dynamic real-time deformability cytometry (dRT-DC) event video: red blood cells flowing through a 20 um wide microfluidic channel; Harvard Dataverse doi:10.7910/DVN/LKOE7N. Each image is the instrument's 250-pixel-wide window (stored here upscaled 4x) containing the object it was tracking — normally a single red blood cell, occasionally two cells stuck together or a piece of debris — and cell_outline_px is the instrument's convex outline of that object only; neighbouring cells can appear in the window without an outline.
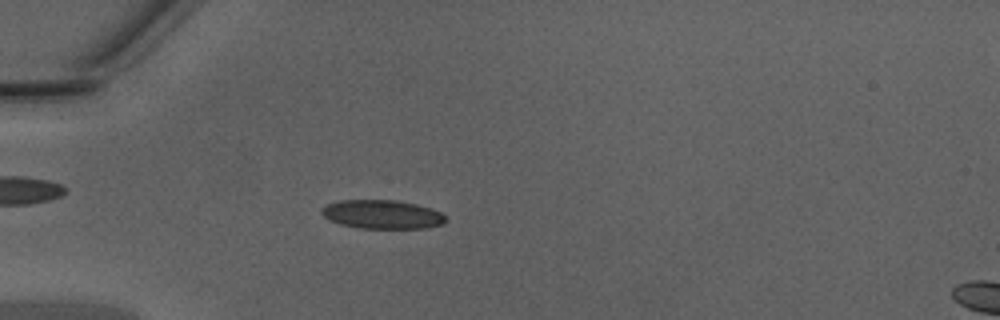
{"species": "Egyptian fruit bat (a non-hibernating species)", "species_latin": "Rousettus aegyptiacus", "temperature_condition": "warm", "stored_images_in_passage": 48, "camera_frame_rate_fps": 3000, "um_per_image_px": 0.085, "animal": {"sex": "male"}, "frame": {"image": 1, "passage_image": 15, "time_ms": 4.667, "image_size_px": [1000, 320], "cell_outline_px": [[448, 220], [444, 224], [424, 228], [360, 228], [340, 224], [328, 220], [320, 212], [320, 208], [328, 204], [340, 200], [396, 200], [416, 204], [432, 208], [440, 212]], "centroid_in_image_um": [32.48, 18.22], "position_along_channel_um": 52.5, "area_um2": 20.92}}
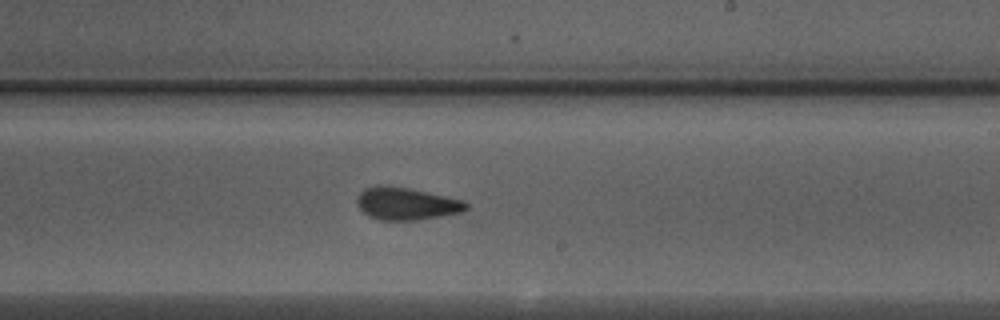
{"frame": {"image": 2, "passage_image": 30, "time_ms": 9.667, "image_size_px": [1000, 320], "cell_outline_px": [[468, 208], [464, 212], [420, 220], [380, 220], [368, 216], [356, 204], [356, 196], [364, 188], [376, 184], [380, 184], [408, 188], [464, 200], [468, 204]], "centroid_in_image_um": [34.52, 17.31], "position_along_channel_um": 254.5, "area_um2": 20.92}}
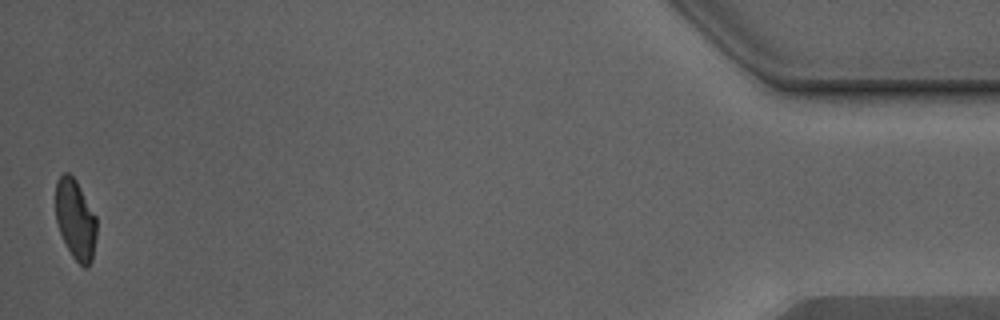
{"frame": {"image": 3, "passage_image": 48, "time_ms": 15.667, "image_size_px": [1000, 320], "cell_outline_px": [[96, 236], [92, 260], [88, 268], [84, 268], [72, 256], [60, 232], [56, 220], [56, 184], [60, 176], [64, 172], [68, 172], [76, 180], [96, 216]], "centroid_in_image_um": [6.42, 18.66], "position_along_channel_um": 428.8, "area_um2": 18.96}, "authors_computed_cell_mechanics": {"area_um2": 20.2589, "velocity_mm_per_s": 4.351, "shape_relaxation_time_tau1_ms": 4.5369, "shape_relaxation_time_tau2_ms": 1.5193, "deformation_change_tau1": 0.1443, "deformation_change_tau2": 0.0818}}